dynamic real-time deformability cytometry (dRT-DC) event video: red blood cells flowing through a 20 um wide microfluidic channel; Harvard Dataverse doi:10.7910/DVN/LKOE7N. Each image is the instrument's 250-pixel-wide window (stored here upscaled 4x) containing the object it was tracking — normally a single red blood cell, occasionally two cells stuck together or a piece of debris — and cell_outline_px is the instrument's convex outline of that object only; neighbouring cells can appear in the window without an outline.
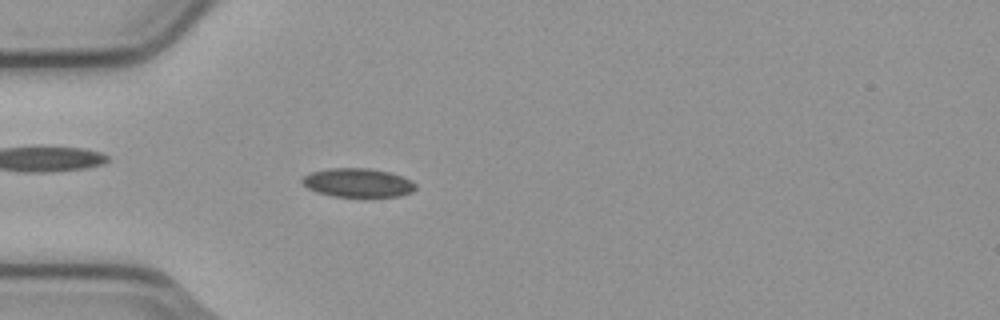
{"species": "common noctule bat (a hibernating species)", "species_latin": "Nyctalus noctula", "temperature_condition": "cold", "stored_images_in_passage": 4, "camera_frame_rate_fps": 3000, "um_per_image_px": 0.085, "animal": {"sex": "male", "body_mass_g": 23.1, "forearm_length_mm": 52.7}, "frame": {"image": 1, "passage_image": 4, "time_ms": 1.0, "image_size_px": [1000, 320], "cell_outline_px": [[416, 188], [412, 192], [400, 196], [332, 196], [316, 192], [308, 188], [300, 180], [304, 176], [312, 172], [328, 168], [368, 168], [392, 172], [412, 180], [416, 184]], "centroid_in_image_um": [30.44, 15.52], "position_along_channel_um": 54.6, "area_um2": 19.07}}